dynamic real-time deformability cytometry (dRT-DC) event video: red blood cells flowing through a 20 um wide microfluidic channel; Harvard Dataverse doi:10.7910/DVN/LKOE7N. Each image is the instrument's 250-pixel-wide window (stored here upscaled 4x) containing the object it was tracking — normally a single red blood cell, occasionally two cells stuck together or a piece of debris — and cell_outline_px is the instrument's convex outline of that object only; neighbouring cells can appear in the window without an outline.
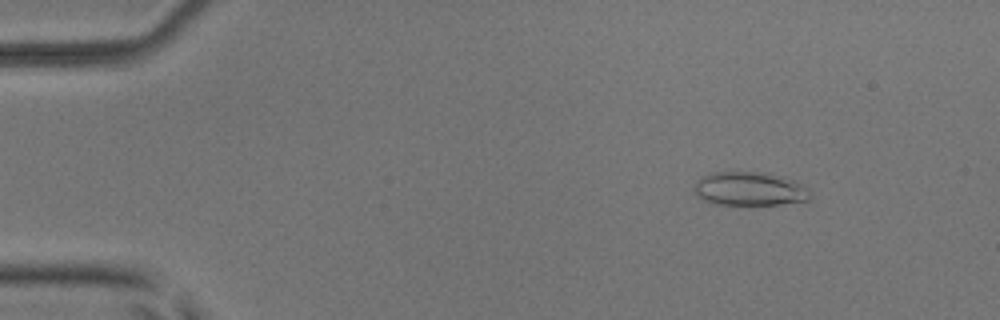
{"species": "common noctule bat (a hibernating species)", "species_latin": "Nyctalus noctula", "temperature_condition": "room temperature", "stored_images_in_passage": 4, "camera_frame_rate_fps": 3000, "um_per_image_px": 0.085, "animal": {"sex": "male", "body_mass_g": 17.9, "forearm_length_mm": 54.2}, "frame": {"image": 1, "passage_image": 2, "time_ms": 0.333, "image_size_px": [1000, 320], "cell_outline_px": [[812, 200], [808, 204], [712, 204], [696, 196], [696, 180], [700, 176], [712, 172], [768, 172], [784, 176], [796, 180], [804, 184], [808, 188], [812, 196]], "centroid_in_image_um": [63.85, 16.06], "position_along_channel_um": 21.1, "area_um2": 23.64}}